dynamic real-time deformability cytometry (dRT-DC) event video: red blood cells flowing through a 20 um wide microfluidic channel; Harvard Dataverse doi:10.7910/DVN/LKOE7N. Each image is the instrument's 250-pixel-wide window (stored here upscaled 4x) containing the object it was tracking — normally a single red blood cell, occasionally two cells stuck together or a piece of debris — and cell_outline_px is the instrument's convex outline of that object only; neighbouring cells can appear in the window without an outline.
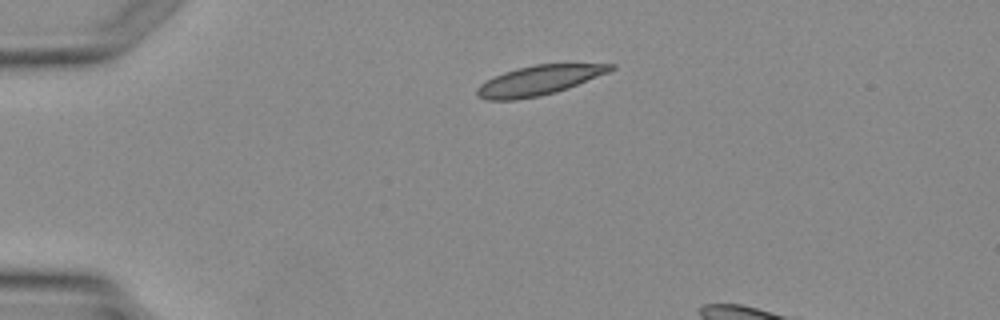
{"species": "Egyptian fruit bat (a non-hibernating species)", "species_latin": "Rousettus aegyptiacus", "temperature_condition": "warm", "stored_images_in_passage": 2, "camera_frame_rate_fps": 3000, "um_per_image_px": 0.085, "animal": {"sex": "female"}, "frame": {"image": 1, "passage_image": 1, "time_ms": 0.0, "image_size_px": [1000, 320], "cell_outline_px": [[616, 68], [608, 72], [568, 88], [556, 92], [540, 96], [516, 100], [488, 100], [476, 96], [476, 88], [480, 84], [504, 72], [516, 68], [536, 64], [616, 64]], "centroid_in_image_um": [45.79, 6.84], "position_along_channel_um": 39.2, "area_um2": 22.95}}